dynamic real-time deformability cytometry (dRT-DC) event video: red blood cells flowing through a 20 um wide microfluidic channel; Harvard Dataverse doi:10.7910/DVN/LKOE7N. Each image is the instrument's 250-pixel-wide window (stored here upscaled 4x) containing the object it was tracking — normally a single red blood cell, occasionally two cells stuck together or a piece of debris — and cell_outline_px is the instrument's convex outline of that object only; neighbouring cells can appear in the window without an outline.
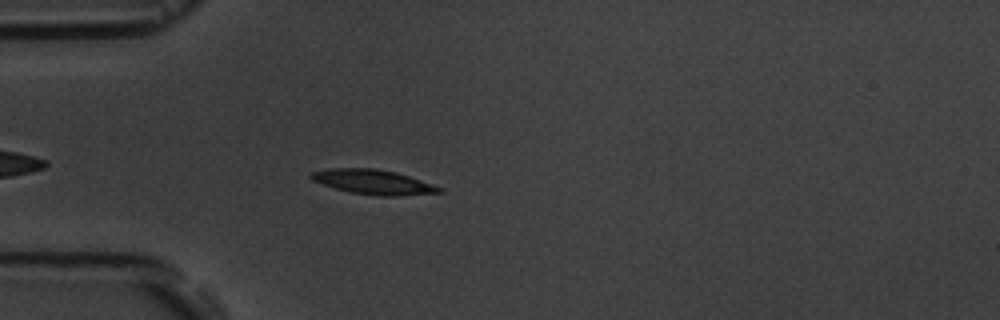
{"species": "common noctule bat (a hibernating species)", "species_latin": "Nyctalus noctula", "temperature_condition": "room temperature", "stored_images_in_passage": 4, "camera_frame_rate_fps": 3000, "um_per_image_px": 0.085, "animal": {"sex": "male", "body_mass_g": 19.5, "forearm_length_mm": 54.6}, "frame": {"image": 1, "passage_image": 4, "time_ms": 4.333, "image_size_px": [1000, 320], "cell_outline_px": [[444, 192], [400, 196], [376, 196], [352, 192], [336, 188], [312, 180], [308, 176], [312, 172], [332, 168], [372, 168], [396, 172], [444, 188]], "centroid_in_image_um": [31.77, 15.47], "position_along_channel_um": 53.2, "area_um2": 18.26}}